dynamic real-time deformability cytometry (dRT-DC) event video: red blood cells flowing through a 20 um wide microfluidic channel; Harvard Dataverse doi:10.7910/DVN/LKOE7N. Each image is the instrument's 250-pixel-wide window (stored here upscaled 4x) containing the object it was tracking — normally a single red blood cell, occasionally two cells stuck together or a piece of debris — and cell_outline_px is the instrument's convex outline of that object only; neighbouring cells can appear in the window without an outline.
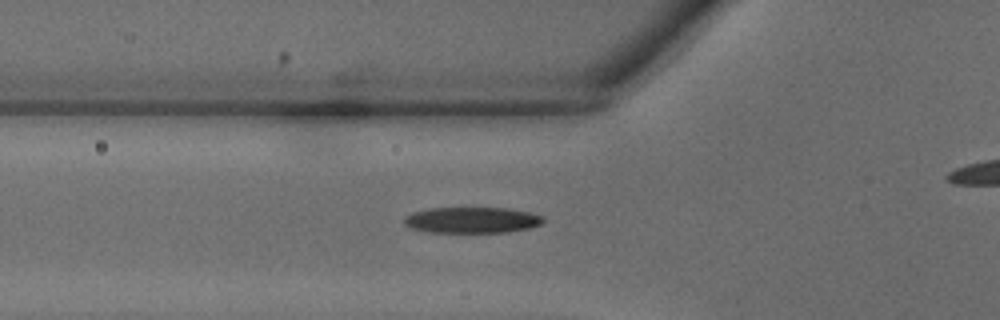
{"species": "common noctule bat (a hibernating species)", "species_latin": "Nyctalus noctula", "temperature_condition": "warm", "stored_images_in_passage": 24, "camera_frame_rate_fps": 3000, "um_per_image_px": 0.085, "animal": {"sex": "male", "body_mass_g": 18.8}, "frame": {"image": 1, "passage_image": 4, "time_ms": 1.0, "image_size_px": [1000, 320], "cell_outline_px": [[544, 220], [540, 224], [528, 228], [508, 232], [428, 232], [412, 228], [404, 224], [404, 216], [428, 208], [508, 208], [528, 212], [544, 216]], "centroid_in_image_um": [40.11, 18.7], "position_along_channel_um": 85.7, "area_um2": 20.92}}
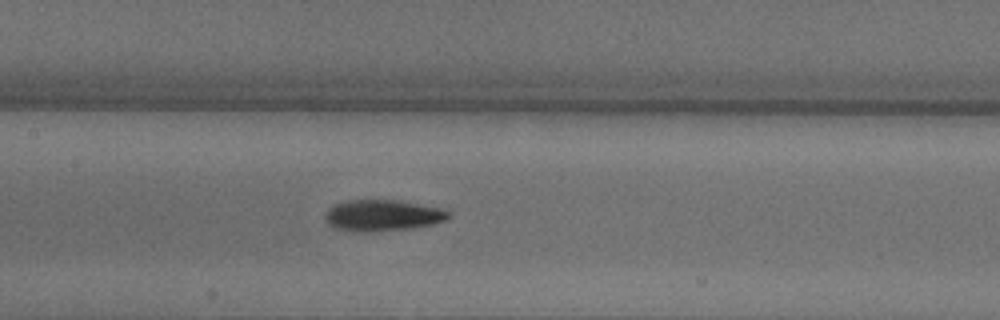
{"frame": {"image": 2, "passage_image": 9, "time_ms": 2.667, "image_size_px": [1000, 320], "cell_outline_px": [[448, 216], [444, 220], [432, 224], [412, 228], [352, 232], [332, 228], [328, 224], [324, 216], [324, 212], [332, 204], [348, 200], [396, 200], [440, 208], [448, 212]], "centroid_in_image_um": [32.4, 18.3], "position_along_channel_um": 175.0, "area_um2": 22.31}}
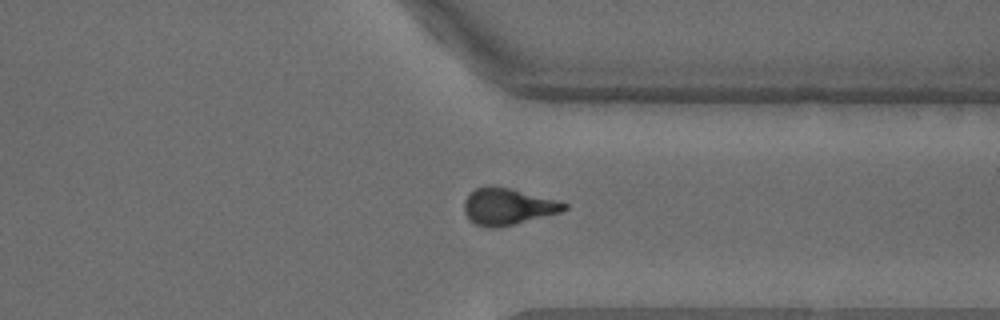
{"frame": {"image": 3, "passage_image": 20, "time_ms": 6.333, "image_size_px": [1000, 320], "cell_outline_px": [[568, 208], [560, 212], [500, 228], [488, 228], [476, 224], [468, 220], [464, 212], [464, 200], [468, 192], [476, 188], [488, 184], [492, 184], [556, 200], [568, 204]], "centroid_in_image_um": [43.09, 17.55], "position_along_channel_um": 368.3, "area_um2": 21.56}}